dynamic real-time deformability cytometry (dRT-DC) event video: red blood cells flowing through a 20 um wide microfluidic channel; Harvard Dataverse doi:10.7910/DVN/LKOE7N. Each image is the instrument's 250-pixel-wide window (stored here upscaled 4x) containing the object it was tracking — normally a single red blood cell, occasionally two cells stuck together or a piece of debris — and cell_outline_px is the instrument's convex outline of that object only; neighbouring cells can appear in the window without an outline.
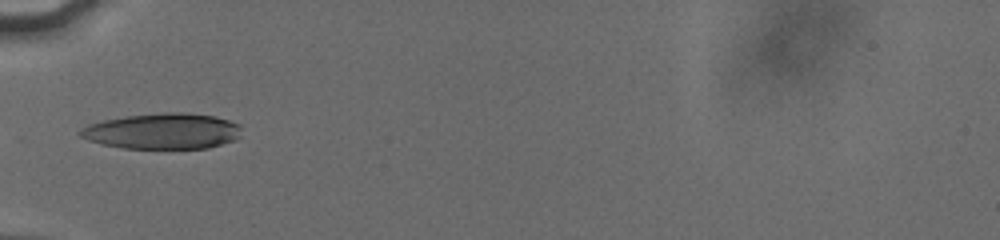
{"species": "human", "species_latin": "Homo sapiens", "temperature_condition": "cold", "stored_images_in_passage": 18, "camera_frame_rate_fps": 3000, "um_per_image_px": 0.085, "donor": {"sex": "male"}, "frame": {"image": 1, "passage_image": 1, "time_ms": 0.0, "image_size_px": [1000, 240], "cell_outline_px": [[240, 136], [232, 140], [208, 148], [124, 148], [100, 144], [88, 140], [80, 136], [80, 132], [88, 124], [104, 120], [128, 116], [164, 112], [180, 112], [216, 116], [240, 124]], "centroid_in_image_um": [13.83, 11.14], "position_along_channel_um": 71.2, "area_um2": 33.35}}
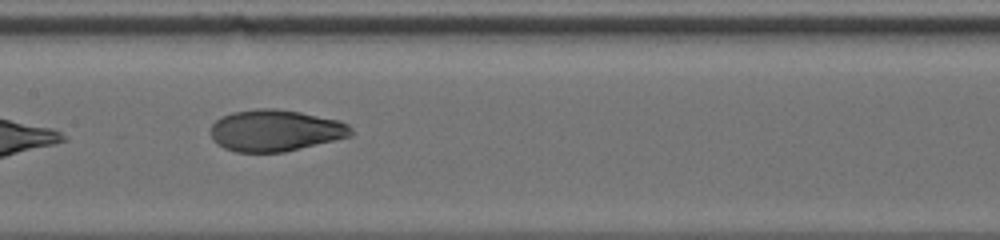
{"frame": {"image": 2, "passage_image": 8, "time_ms": 3.0, "image_size_px": [1000, 240], "cell_outline_px": [[352, 136], [284, 152], [236, 152], [224, 148], [216, 144], [212, 140], [212, 124], [220, 116], [232, 112], [256, 108], [276, 108], [300, 112], [340, 120], [348, 124], [352, 128]], "centroid_in_image_um": [23.4, 11.09], "position_along_channel_um": 184.0, "area_um2": 34.22}}